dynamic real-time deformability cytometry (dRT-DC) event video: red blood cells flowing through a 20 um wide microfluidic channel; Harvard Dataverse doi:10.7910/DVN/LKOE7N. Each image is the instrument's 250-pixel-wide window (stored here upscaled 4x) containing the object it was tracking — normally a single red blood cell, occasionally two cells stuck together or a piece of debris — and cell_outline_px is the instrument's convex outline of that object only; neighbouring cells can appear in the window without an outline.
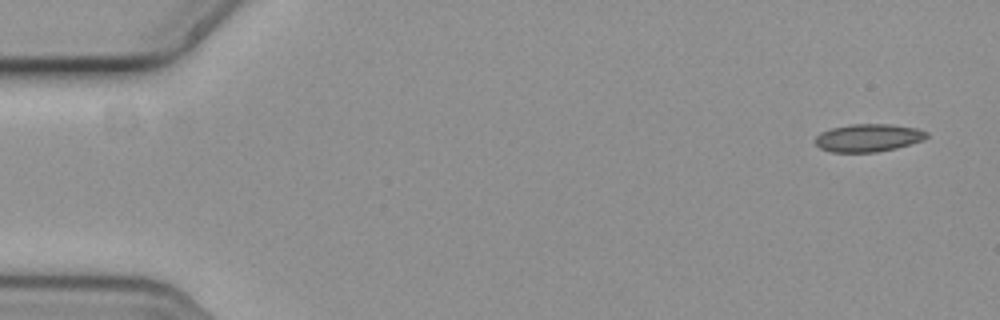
{"species": "common noctule bat (a hibernating species)", "species_latin": "Nyctalus noctula", "temperature_condition": "cold", "stored_images_in_passage": 6, "camera_frame_rate_fps": 3000, "um_per_image_px": 0.085, "animal": {"sex": "female", "body_mass_g": 19.3, "forearm_length_mm": 54.1}, "frame": {"image": 1, "passage_image": 1, "time_ms": 0.0, "image_size_px": [1000, 320], "cell_outline_px": [[928, 136], [924, 140], [896, 148], [876, 152], [832, 152], [820, 148], [816, 144], [816, 136], [820, 132], [832, 128], [848, 124], [892, 124], [916, 128], [928, 132]], "centroid_in_image_um": [73.81, 11.71], "position_along_channel_um": 11.2, "area_um2": 18.09}}